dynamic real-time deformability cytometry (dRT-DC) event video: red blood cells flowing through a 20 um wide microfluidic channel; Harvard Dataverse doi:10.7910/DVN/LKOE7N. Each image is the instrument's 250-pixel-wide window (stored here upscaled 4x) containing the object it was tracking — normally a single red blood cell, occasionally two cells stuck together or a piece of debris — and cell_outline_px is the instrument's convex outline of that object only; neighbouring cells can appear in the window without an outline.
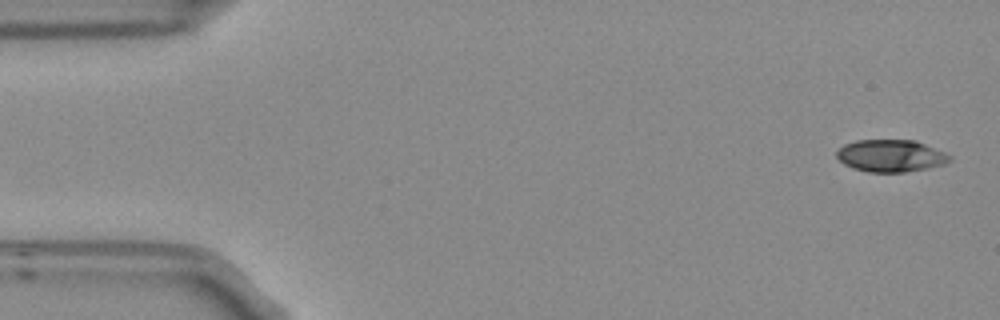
{"species": "Egyptian fruit bat (a non-hibernating species)", "species_latin": "Rousettus aegyptiacus", "temperature_condition": "room temperature", "stored_images_in_passage": 7, "camera_frame_rate_fps": 3000, "um_per_image_px": 0.085, "frame": {"image": 1, "passage_image": 1, "time_ms": 0.0, "image_size_px": [1000, 320], "cell_outline_px": [[952, 160], [944, 164], [904, 172], [868, 172], [852, 168], [844, 164], [836, 156], [836, 152], [844, 144], [856, 140], [916, 140], [944, 152], [952, 156]], "centroid_in_image_um": [75.7, 13.23], "position_along_channel_um": 9.3, "area_um2": 21.15}}
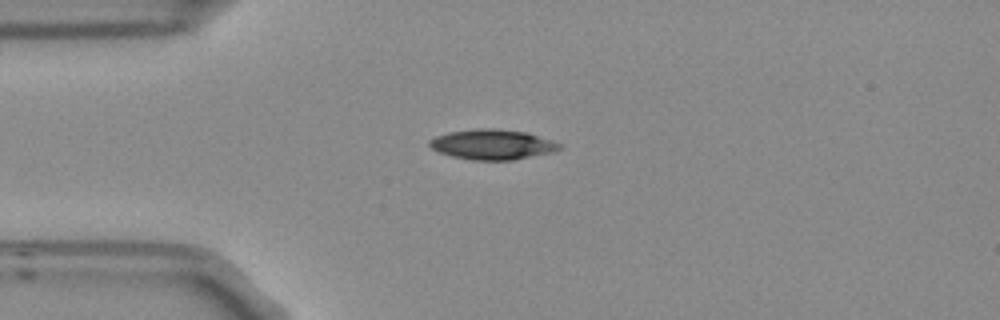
{"frame": {"image": 2, "passage_image": 4, "time_ms": 1.0, "image_size_px": [1000, 320], "cell_outline_px": [[560, 148], [552, 152], [512, 160], [472, 160], [452, 156], [436, 152], [428, 144], [428, 140], [436, 136], [448, 132], [480, 128], [496, 128], [528, 132], [560, 144]], "centroid_in_image_um": [41.79, 12.27], "position_along_channel_um": 43.2, "area_um2": 22.77}}